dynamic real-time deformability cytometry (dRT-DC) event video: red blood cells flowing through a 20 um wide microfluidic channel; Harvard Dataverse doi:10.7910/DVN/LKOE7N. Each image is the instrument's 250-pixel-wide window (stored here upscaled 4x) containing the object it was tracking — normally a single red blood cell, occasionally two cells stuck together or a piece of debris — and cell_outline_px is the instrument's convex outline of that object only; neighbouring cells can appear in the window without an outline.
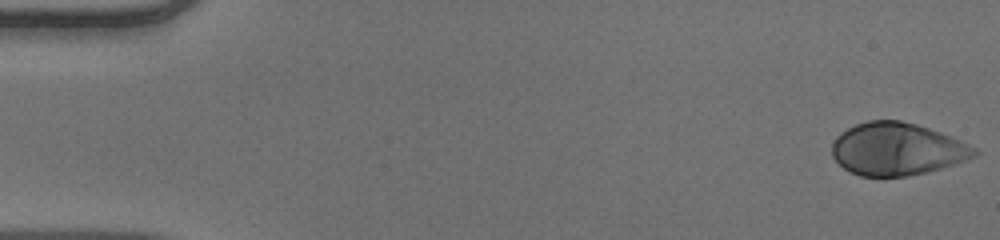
{"species": "human", "species_latin": "Homo sapiens", "temperature_condition": "warm", "stored_images_in_passage": 52, "camera_frame_rate_fps": 3000, "um_per_image_px": 0.085, "donor": {"sex": "male"}, "frame": {"image": 1, "passage_image": 1, "time_ms": 0.0, "image_size_px": [1000, 240], "cell_outline_px": [[980, 152], [976, 156], [956, 164], [928, 172], [908, 176], [860, 176], [844, 168], [832, 156], [832, 144], [836, 136], [840, 132], [856, 124], [868, 120], [900, 120], [916, 124], [940, 132], [976, 148]], "centroid_in_image_um": [76.25, 12.67], "position_along_channel_um": 8.8, "area_um2": 43.58}}
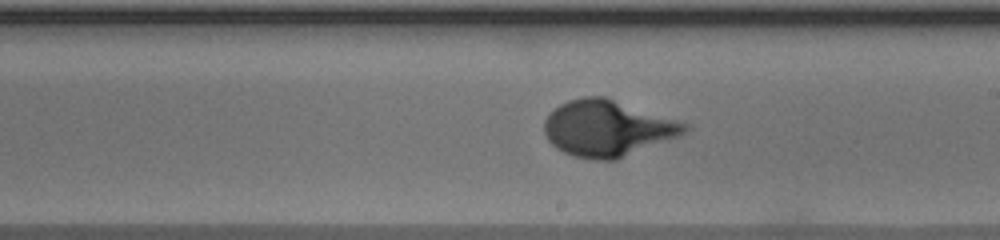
{"frame": {"image": 2, "passage_image": 30, "time_ms": 9.667, "image_size_px": [1000, 240], "cell_outline_px": [[692, 128], [680, 136], [616, 160], [596, 160], [572, 156], [556, 148], [548, 140], [544, 132], [544, 120], [560, 104], [568, 100], [584, 96], [604, 96], [692, 124]], "centroid_in_image_um": [51.69, 10.9], "position_along_channel_um": 237.3, "area_um2": 46.24}}
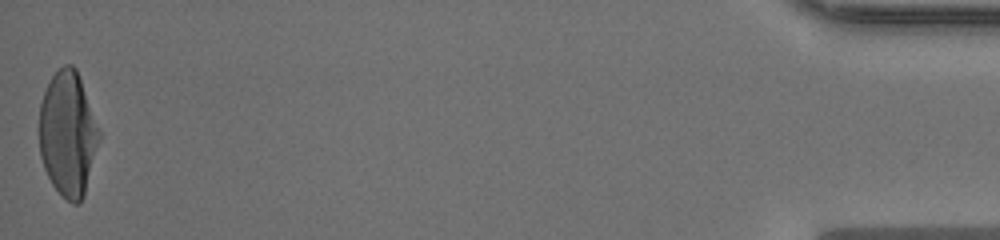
{"frame": {"image": 3, "passage_image": 52, "time_ms": 17.0, "image_size_px": [1000, 240], "cell_outline_px": [[100, 136], [84, 196], [80, 204], [72, 204], [52, 184], [44, 168], [40, 156], [40, 104], [44, 92], [52, 76], [64, 64], [72, 64], [76, 68], [100, 132]], "centroid_in_image_um": [5.76, 11.39], "position_along_channel_um": 429.4, "area_um2": 42.95}}